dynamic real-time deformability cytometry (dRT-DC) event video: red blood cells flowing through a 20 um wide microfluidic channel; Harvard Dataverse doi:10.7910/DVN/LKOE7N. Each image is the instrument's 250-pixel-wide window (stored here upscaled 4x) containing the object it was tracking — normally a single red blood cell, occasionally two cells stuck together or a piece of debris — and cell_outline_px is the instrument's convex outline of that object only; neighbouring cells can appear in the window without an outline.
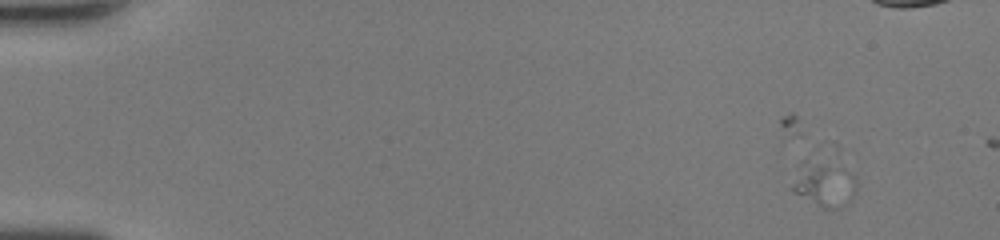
{"species": "human", "species_latin": "Homo sapiens", "temperature_condition": "room temperature", "stored_images_in_passage": 17, "camera_frame_rate_fps": 3000, "um_per_image_px": 0.085, "donor": {"sex": "female"}, "frame": {"image": 1, "passage_image": 3, "time_ms": 0.667, "image_size_px": [1000, 240], "cell_outline_px": [[856, 192], [840, 208], [824, 208], [796, 192], [792, 188], [800, 160], [804, 160], [840, 168], [856, 176]], "centroid_in_image_um": [70.07, 15.66], "position_along_channel_um": 14.9, "area_um2": 15.9}}